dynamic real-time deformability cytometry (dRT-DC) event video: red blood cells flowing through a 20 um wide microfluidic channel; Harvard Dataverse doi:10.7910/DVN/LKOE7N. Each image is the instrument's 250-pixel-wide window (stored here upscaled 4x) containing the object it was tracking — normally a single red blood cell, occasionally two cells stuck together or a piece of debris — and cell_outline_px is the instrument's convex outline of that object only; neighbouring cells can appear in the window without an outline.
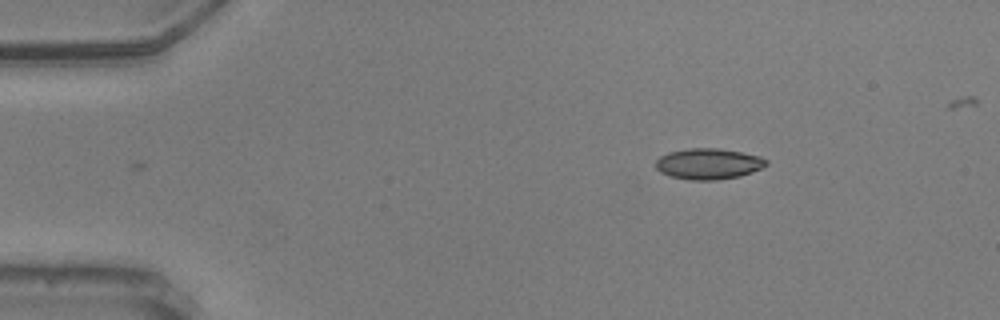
{"species": "common noctule bat (a hibernating species)", "species_latin": "Nyctalus noctula", "temperature_condition": "warm", "stored_images_in_passage": 41, "camera_frame_rate_fps": 3000, "um_per_image_px": 0.085, "animal": {"sex": "male", "body_mass_g": 20.5, "forearm_length_mm": 52.5}, "frame": {"image": 1, "passage_image": 1, "time_ms": 0.0, "image_size_px": [1000, 320], "cell_outline_px": [[768, 164], [752, 172], [740, 176], [716, 180], [688, 180], [672, 176], [660, 172], [656, 168], [656, 160], [660, 156], [668, 152], [688, 148], [720, 148], [760, 156], [768, 160]], "centroid_in_image_um": [60.21, 13.92], "position_along_channel_um": 24.8, "area_um2": 19.94}}
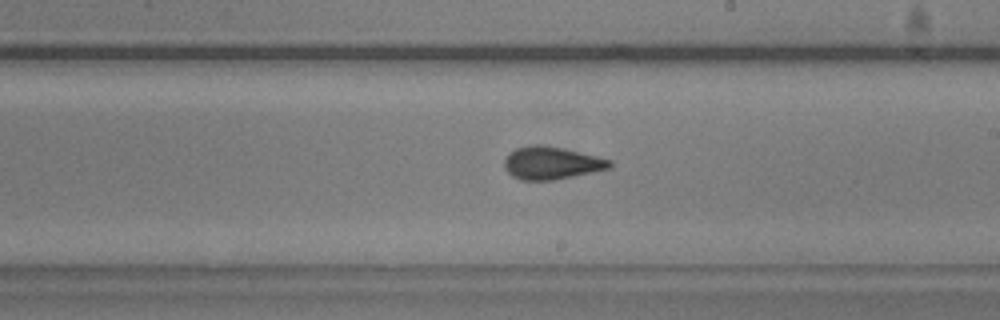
{"frame": {"image": 2, "passage_image": 25, "time_ms": 8.0, "image_size_px": [1000, 320], "cell_outline_px": [[612, 168], [552, 180], [520, 180], [512, 176], [504, 168], [504, 160], [516, 148], [532, 144], [540, 144], [560, 148], [596, 156], [612, 160]], "centroid_in_image_um": [46.87, 13.86], "position_along_channel_um": 242.1, "area_um2": 19.83}}
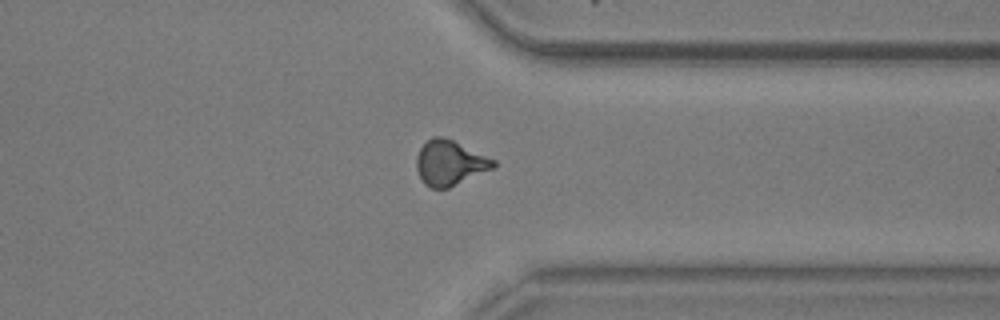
{"frame": {"image": 3, "passage_image": 36, "time_ms": 11.667, "image_size_px": [1000, 320], "cell_outline_px": [[496, 168], [448, 188], [432, 188], [424, 184], [416, 168], [416, 156], [420, 148], [432, 136], [444, 136], [496, 160]], "centroid_in_image_um": [38.25, 13.84], "position_along_channel_um": 373.2, "area_um2": 20.29}, "authors_computed_cell_mechanics": {"area_um2": 19.9988, "velocity_mm_per_s": 3.6301, "shape_relaxation_time_tau1_ms": 4.8374, "shape_relaxation_time_tau2_ms": 1.5998, "deformation_change_tau1": 0.1414, "deformation_change_tau2": 0.0671}}